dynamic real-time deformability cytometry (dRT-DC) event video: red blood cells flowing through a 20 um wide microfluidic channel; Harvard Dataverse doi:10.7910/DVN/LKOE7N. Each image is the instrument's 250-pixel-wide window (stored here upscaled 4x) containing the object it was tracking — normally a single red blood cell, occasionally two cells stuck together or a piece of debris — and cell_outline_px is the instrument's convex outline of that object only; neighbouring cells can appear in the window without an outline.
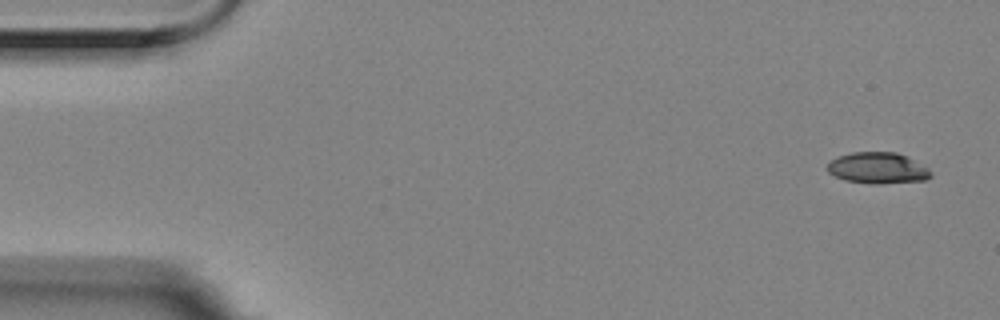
{"species": "Egyptian fruit bat (a non-hibernating species)", "species_latin": "Rousettus aegyptiacus", "temperature_condition": "room temperature", "stored_images_in_passage": 5, "camera_frame_rate_fps": 3000, "um_per_image_px": 0.085, "animal": {"sex": "female"}, "frame": {"image": 1, "passage_image": 1, "time_ms": 0.0, "image_size_px": [1000, 320], "cell_outline_px": [[932, 176], [924, 180], [880, 184], [876, 184], [844, 180], [828, 172], [828, 160], [852, 152], [896, 152], [928, 168], [932, 172]], "centroid_in_image_um": [74.59, 14.29], "position_along_channel_um": 10.4, "area_um2": 18.61}}